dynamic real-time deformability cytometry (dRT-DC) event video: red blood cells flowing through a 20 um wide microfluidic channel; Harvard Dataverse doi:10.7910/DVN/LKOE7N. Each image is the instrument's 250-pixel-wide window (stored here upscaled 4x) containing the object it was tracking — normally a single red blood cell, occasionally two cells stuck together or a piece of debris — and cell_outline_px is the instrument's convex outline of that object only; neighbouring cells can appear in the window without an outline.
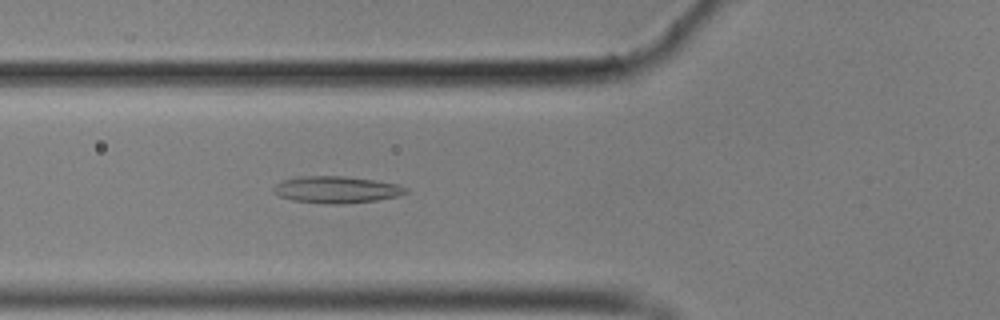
{"species": "common noctule bat (a hibernating species)", "species_latin": "Nyctalus noctula", "temperature_condition": "cold", "stored_images_in_passage": 35, "camera_frame_rate_fps": 3000, "um_per_image_px": 0.085, "animal": {"sex": "male", "body_mass_g": 17.9}, "frame": {"image": 1, "passage_image": 10, "time_ms": 3.0, "image_size_px": [1000, 320], "cell_outline_px": [[408, 192], [396, 196], [376, 200], [340, 204], [328, 204], [292, 200], [280, 196], [272, 192], [272, 188], [276, 184], [284, 180], [300, 176], [340, 176], [372, 180], [396, 184], [408, 188]], "centroid_in_image_um": [28.56, 16.12], "position_along_channel_um": 97.2, "area_um2": 20.4}}
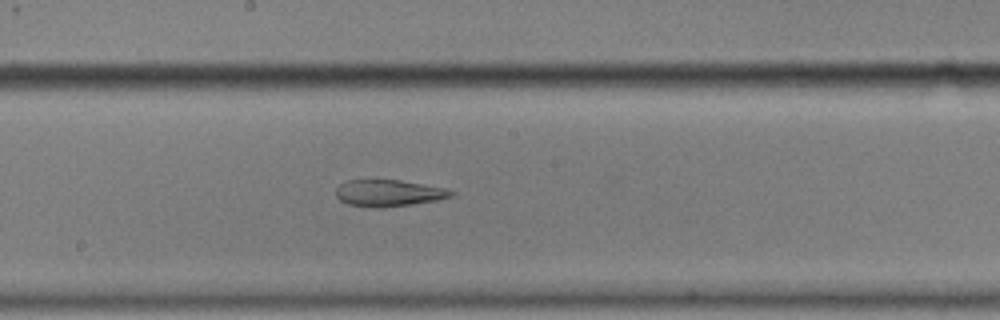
{"frame": {"image": 2, "passage_image": 20, "time_ms": 6.333, "image_size_px": [1000, 320], "cell_outline_px": [[456, 192], [452, 196], [436, 200], [412, 204], [384, 208], [372, 208], [348, 204], [340, 200], [336, 196], [336, 188], [340, 184], [348, 180], [400, 180], [448, 188]], "centroid_in_image_um": [33.05, 16.41], "position_along_channel_um": 215.2, "area_um2": 18.03}}
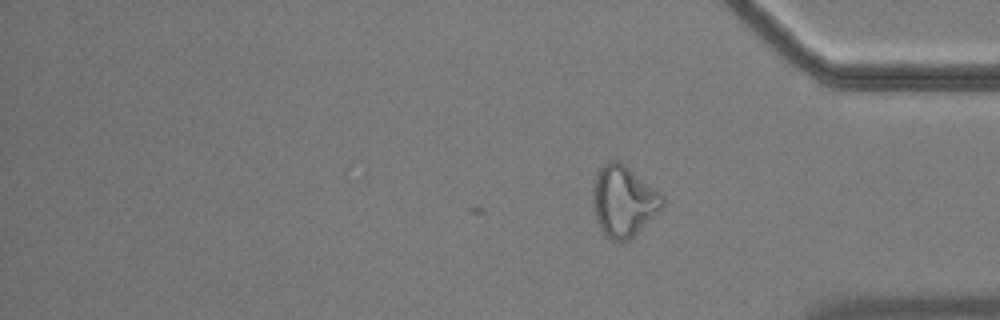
{"frame": {"image": 3, "passage_image": 35, "time_ms": 11.333, "image_size_px": [1000, 320], "cell_outline_px": [[664, 204], [628, 240], [620, 244], [612, 240], [600, 228], [596, 220], [592, 204], [592, 192], [596, 172], [608, 160], [620, 160], [660, 192], [664, 196]], "centroid_in_image_um": [52.95, 17.06], "position_along_channel_um": 382.2, "area_um2": 28.61}, "authors_computed_cell_mechanics": {"area_um2": 19.5942, "velocity_mm_per_s": 3.525, "shape_relaxation_time_tau1_ms": null, "shape_relaxation_time_tau2_ms": 3.1433, "deformation_change_tau1": null, "deformation_change_tau2": 0.1228}}